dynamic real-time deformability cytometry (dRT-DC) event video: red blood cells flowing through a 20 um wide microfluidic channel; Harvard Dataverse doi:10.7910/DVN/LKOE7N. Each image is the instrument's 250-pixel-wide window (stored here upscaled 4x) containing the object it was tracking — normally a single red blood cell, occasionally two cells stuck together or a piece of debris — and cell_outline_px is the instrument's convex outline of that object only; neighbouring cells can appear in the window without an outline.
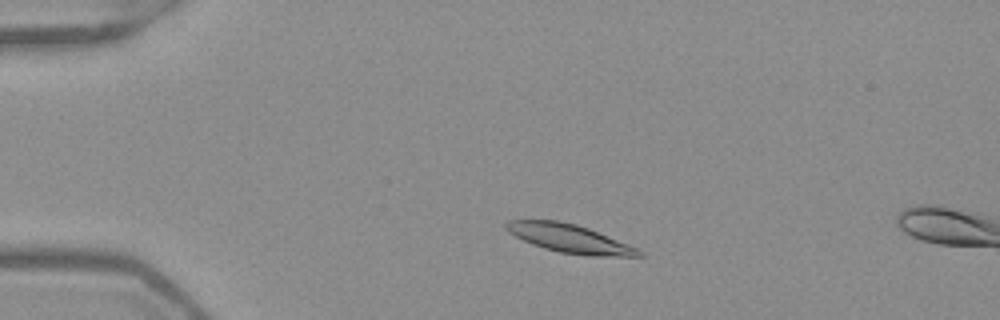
{"species": "Egyptian fruit bat (a non-hibernating species)", "species_latin": "Rousettus aegyptiacus", "temperature_condition": "warm", "stored_images_in_passage": 11, "camera_frame_rate_fps": 3000, "um_per_image_px": 0.085, "frame": {"image": 1, "passage_image": 8, "time_ms": 2.333, "image_size_px": [1000, 320], "cell_outline_px": [[644, 256], [588, 256], [560, 252], [544, 248], [532, 244], [508, 232], [504, 228], [504, 224], [508, 220], [556, 220], [576, 224], [588, 228], [636, 248], [644, 252]], "centroid_in_image_um": [48.38, 20.27], "position_along_channel_um": 36.6, "area_um2": 21.73}}